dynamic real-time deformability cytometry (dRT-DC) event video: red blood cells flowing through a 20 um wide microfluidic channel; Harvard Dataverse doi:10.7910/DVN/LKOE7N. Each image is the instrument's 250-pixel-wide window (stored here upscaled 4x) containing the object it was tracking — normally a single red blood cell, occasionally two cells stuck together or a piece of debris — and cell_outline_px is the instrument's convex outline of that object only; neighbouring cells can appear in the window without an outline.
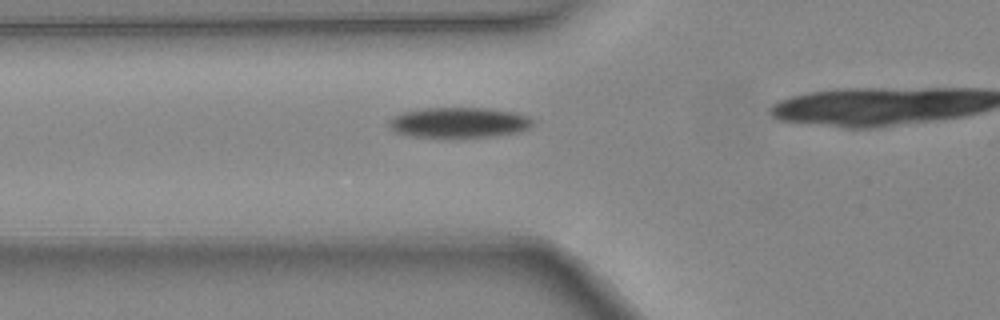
{"species": "common noctule bat (a hibernating species)", "species_latin": "Nyctalus noctula", "temperature_condition": "warm", "stored_images_in_passage": 4, "camera_frame_rate_fps": 3000, "um_per_image_px": 0.085, "animal": {"sex": "female", "body_mass_g": 24.6, "forearm_length_mm": 56.2}, "frame": {"image": 1, "passage_image": 2, "time_ms": 0.333, "image_size_px": [1000, 320], "cell_outline_px": [[532, 124], [528, 128], [520, 132], [496, 136], [412, 136], [396, 132], [388, 124], [388, 120], [404, 112], [424, 108], [484, 108], [516, 112], [528, 116], [532, 120]], "centroid_in_image_um": [39.05, 10.4], "position_along_channel_um": 86.7, "area_um2": 24.97}}